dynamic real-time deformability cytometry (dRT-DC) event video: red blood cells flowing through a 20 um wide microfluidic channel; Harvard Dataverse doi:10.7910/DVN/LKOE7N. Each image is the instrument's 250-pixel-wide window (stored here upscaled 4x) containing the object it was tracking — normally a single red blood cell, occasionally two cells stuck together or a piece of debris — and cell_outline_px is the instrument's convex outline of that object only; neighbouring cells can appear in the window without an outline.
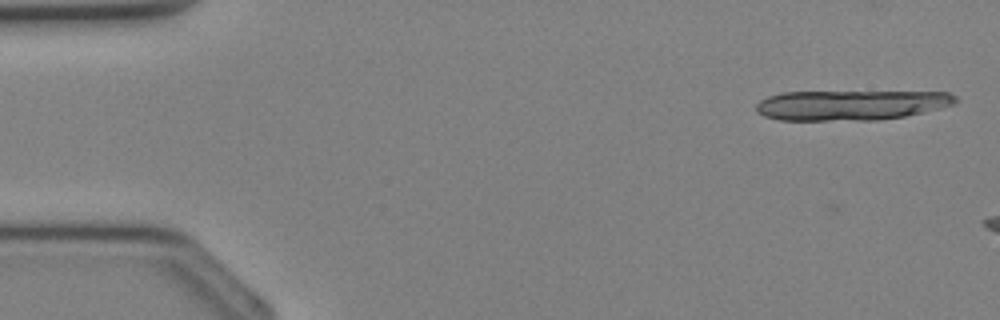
{"species": "Egyptian fruit bat (a non-hibernating species)", "species_latin": "Rousettus aegyptiacus", "temperature_condition": "cold", "stored_images_in_passage": 6, "camera_frame_rate_fps": 3000, "um_per_image_px": 0.085, "animal": {"sex": "female"}, "frame": {"image": 1, "passage_image": 1, "time_ms": 0.0, "image_size_px": [1000, 320], "cell_outline_px": [[960, 100], [956, 104], [904, 116], [876, 120], [780, 120], [764, 116], [756, 112], [756, 104], [760, 100], [768, 96], [784, 92], [948, 92], [956, 96]], "centroid_in_image_um": [72.32, 8.93], "position_along_channel_um": 12.7, "area_um2": 34.85}}